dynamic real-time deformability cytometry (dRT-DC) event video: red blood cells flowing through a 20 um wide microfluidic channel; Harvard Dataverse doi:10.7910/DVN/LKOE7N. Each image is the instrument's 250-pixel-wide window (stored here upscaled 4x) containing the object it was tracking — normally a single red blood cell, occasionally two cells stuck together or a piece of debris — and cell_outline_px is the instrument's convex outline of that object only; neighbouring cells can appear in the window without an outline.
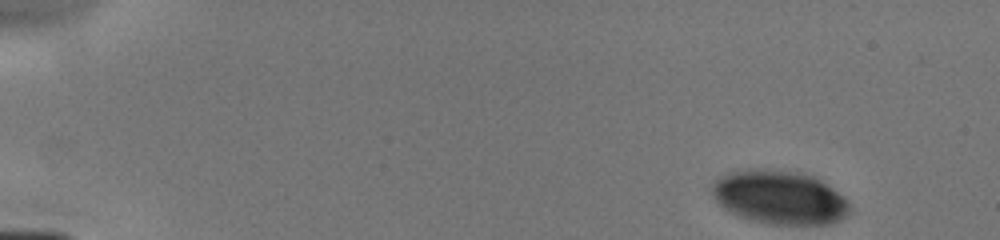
{"species": "human", "species_latin": "Homo sapiens", "temperature_condition": "cold", "stored_images_in_passage": 6, "segment_of_instrument_passage": [1, 2], "camera_frame_rate_fps": 3000, "um_per_image_px": 0.085, "donor": {"sex": "male"}, "frame": {"image": 1, "passage_image": 1, "time_ms": 0.0, "image_size_px": [1000, 240], "cell_outline_px": [[852, 212], [848, 216], [832, 224], [768, 224], [752, 220], [740, 216], [724, 208], [716, 200], [712, 192], [712, 188], [716, 180], [720, 176], [728, 172], [764, 168], [800, 172], [816, 176], [844, 196], [848, 200], [852, 208]], "centroid_in_image_um": [66.34, 16.77], "position_along_channel_um": 18.7, "area_um2": 43.41}}
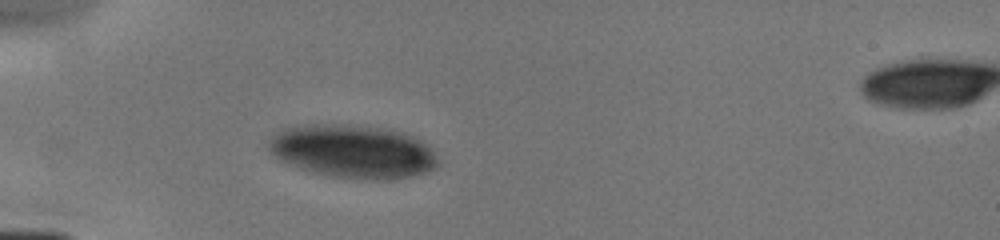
{"frame": {"image": 2, "passage_image": 5, "time_ms": 3.667, "image_size_px": [1000, 240], "cell_outline_px": [[440, 164], [436, 168], [428, 172], [412, 176], [388, 180], [368, 180], [332, 176], [300, 168], [288, 164], [280, 160], [268, 152], [268, 140], [276, 132], [284, 128], [304, 124], [344, 124], [392, 128], [416, 136], [428, 144], [432, 148], [440, 160]], "centroid_in_image_um": [30.06, 12.86], "position_along_channel_um": 54.9, "area_um2": 53.7}}